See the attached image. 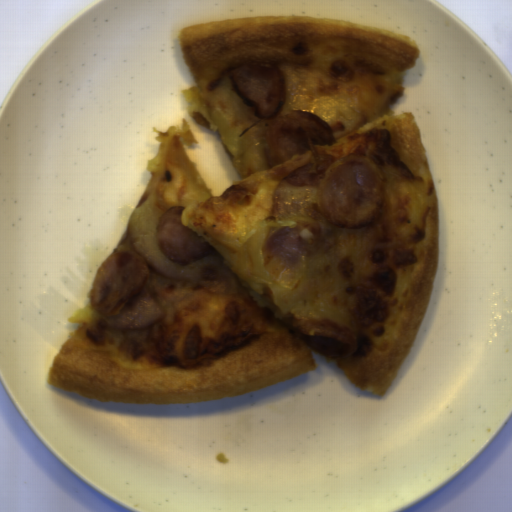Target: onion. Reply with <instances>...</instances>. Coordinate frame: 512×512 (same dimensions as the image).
I'll list each match as a JSON object with an SVG mask.
<instances>
[{"label":"onion","instance_id":"1","mask_svg":"<svg viewBox=\"0 0 512 512\" xmlns=\"http://www.w3.org/2000/svg\"><path fill=\"white\" fill-rule=\"evenodd\" d=\"M164 210L151 197L133 209L127 223L132 248L161 276L188 281L211 291L237 294L242 289L232 269L212 260L174 264L158 247V228Z\"/></svg>","mask_w":512,"mask_h":512},{"label":"onion","instance_id":"2","mask_svg":"<svg viewBox=\"0 0 512 512\" xmlns=\"http://www.w3.org/2000/svg\"><path fill=\"white\" fill-rule=\"evenodd\" d=\"M322 236L323 229L311 218H296L270 233L261 258L268 276L292 290L309 252L319 246Z\"/></svg>","mask_w":512,"mask_h":512},{"label":"onion","instance_id":"3","mask_svg":"<svg viewBox=\"0 0 512 512\" xmlns=\"http://www.w3.org/2000/svg\"><path fill=\"white\" fill-rule=\"evenodd\" d=\"M165 316V311L147 292L126 305L121 313L102 322L117 330L144 331L160 323Z\"/></svg>","mask_w":512,"mask_h":512}]
</instances>
